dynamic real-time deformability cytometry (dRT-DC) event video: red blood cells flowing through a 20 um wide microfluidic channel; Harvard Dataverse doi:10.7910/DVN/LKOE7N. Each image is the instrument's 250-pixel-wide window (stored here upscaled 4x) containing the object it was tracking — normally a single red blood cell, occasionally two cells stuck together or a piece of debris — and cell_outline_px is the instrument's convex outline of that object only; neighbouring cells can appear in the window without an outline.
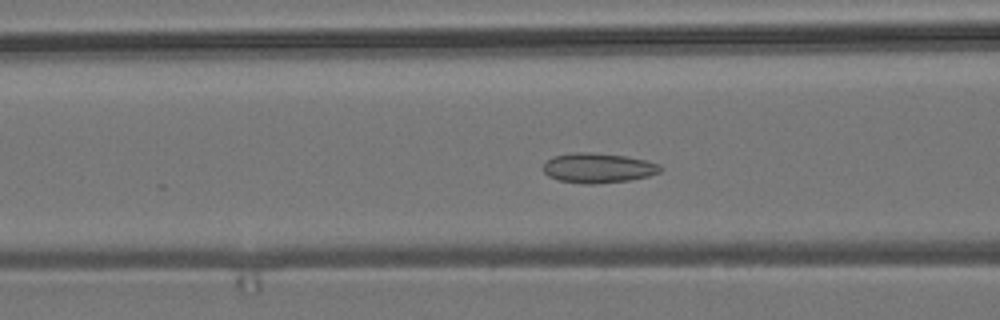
{"species": "common noctule bat (a hibernating species)", "species_latin": "Nyctalus noctula", "temperature_condition": "room temperature", "stored_images_in_passage": 56, "camera_frame_rate_fps": 3000, "um_per_image_px": 0.085, "animal": {"sex": "male", "body_mass_g": 19.2, "forearm_length_mm": 51.8}, "frame": {"image": 1, "passage_image": 22, "time_ms": 7.0, "image_size_px": [1000, 320], "cell_outline_px": [[660, 172], [648, 176], [628, 180], [596, 184], [584, 184], [560, 180], [548, 176], [544, 172], [544, 164], [552, 156], [572, 152], [588, 152], [624, 156], [644, 160], [660, 164]], "centroid_in_image_um": [50.81, 14.27], "position_along_channel_um": 115.8, "area_um2": 20.17}}
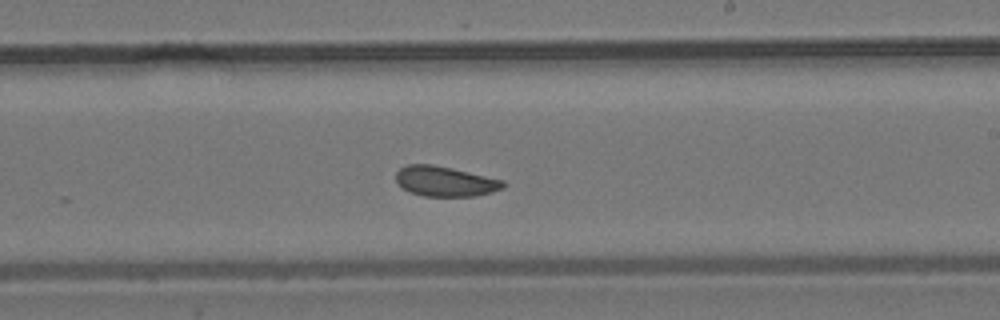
{"frame": {"image": 2, "passage_image": 33, "time_ms": 10.667, "image_size_px": [1000, 320], "cell_outline_px": [[504, 188], [492, 192], [476, 196], [424, 196], [408, 192], [396, 180], [396, 172], [400, 168], [408, 164], [432, 164], [452, 168], [504, 180]], "centroid_in_image_um": [37.84, 15.41], "position_along_channel_um": 251.2, "area_um2": 18.79}}
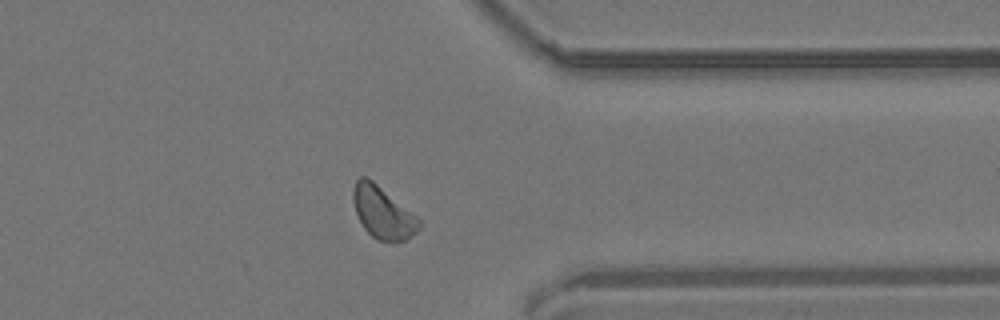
{"frame": {"image": 3, "passage_image": 44, "time_ms": 14.333, "image_size_px": [1000, 320], "cell_outline_px": [[420, 228], [412, 236], [404, 240], [376, 240], [364, 228], [356, 212], [352, 200], [352, 188], [356, 180], [360, 176], [368, 176], [416, 216], [420, 220]], "centroid_in_image_um": [32.5, 18.03], "position_along_channel_um": 378.9, "area_um2": 19.77}, "authors_computed_cell_mechanics": {"area_um2": 19.5653, "velocity_mm_per_s": 3.6918, "shape_relaxation_time_tau1_ms": null, "shape_relaxation_time_tau2_ms": 3.9104, "deformation_change_tau1": null, "deformation_change_tau2": 0.0837}}